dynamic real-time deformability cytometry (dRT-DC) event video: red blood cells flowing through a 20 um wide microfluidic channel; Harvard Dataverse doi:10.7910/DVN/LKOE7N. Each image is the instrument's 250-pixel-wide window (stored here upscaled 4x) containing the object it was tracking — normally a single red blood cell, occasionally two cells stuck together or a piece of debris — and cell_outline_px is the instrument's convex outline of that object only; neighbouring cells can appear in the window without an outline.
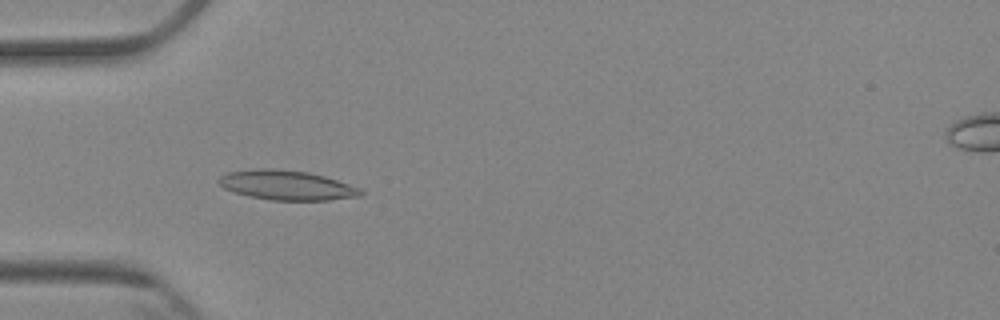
{"species": "Egyptian fruit bat (a non-hibernating species)", "species_latin": "Rousettus aegyptiacus", "temperature_condition": "cold", "stored_images_in_passage": 5, "camera_frame_rate_fps": 3000, "um_per_image_px": 0.085, "animal": {"sex": "female"}, "frame": {"image": 1, "passage_image": 4, "time_ms": 3.333, "image_size_px": [1000, 320], "cell_outline_px": [[364, 192], [360, 196], [328, 200], [272, 200], [248, 196], [224, 188], [216, 180], [220, 176], [228, 172], [260, 168], [272, 168], [308, 172], [324, 176], [360, 188]], "centroid_in_image_um": [24.36, 15.74], "position_along_channel_um": 60.6, "area_um2": 24.33}}
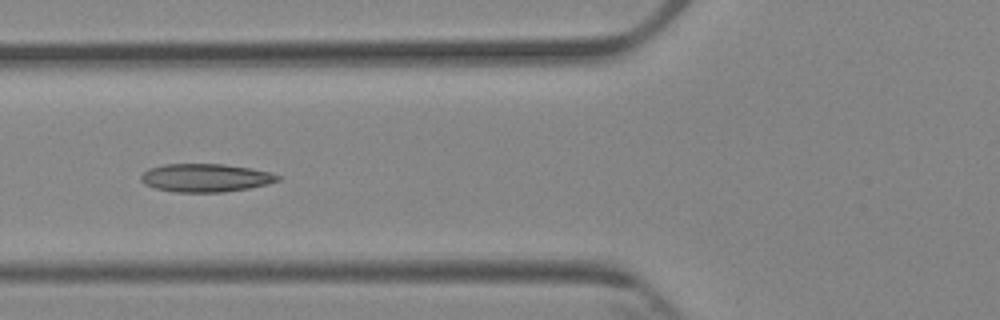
{"frame": {"image": 2, "passage_image": 5, "time_ms": 4.667, "image_size_px": [1000, 320], "cell_outline_px": [[280, 180], [268, 184], [248, 188], [224, 192], [176, 192], [156, 188], [144, 184], [140, 180], [140, 176], [148, 168], [164, 164], [224, 164], [252, 168], [272, 172], [280, 176]], "centroid_in_image_um": [17.48, 15.11], "position_along_channel_um": 108.3, "area_um2": 22.6}}